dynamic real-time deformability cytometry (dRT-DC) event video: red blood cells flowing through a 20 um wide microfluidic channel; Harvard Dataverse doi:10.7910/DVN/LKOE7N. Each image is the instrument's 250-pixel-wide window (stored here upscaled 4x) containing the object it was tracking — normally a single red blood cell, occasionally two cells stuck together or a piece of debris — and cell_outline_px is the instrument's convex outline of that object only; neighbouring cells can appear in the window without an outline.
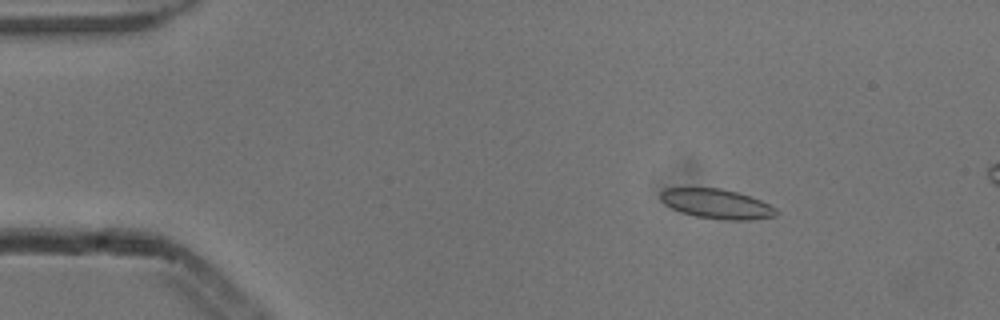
{"species": "common noctule bat (a hibernating species)", "species_latin": "Nyctalus noctula", "temperature_condition": "cold", "stored_images_in_passage": 5, "camera_frame_rate_fps": 3000, "um_per_image_px": 0.085, "animal": {"sex": "male", "body_mass_g": 13.3}, "frame": {"image": 1, "passage_image": 3, "time_ms": 0.667, "image_size_px": [1000, 320], "cell_outline_px": [[780, 212], [776, 216], [752, 220], [720, 220], [696, 216], [680, 212], [664, 204], [660, 200], [660, 192], [664, 188], [720, 188], [736, 192], [760, 200], [776, 208]], "centroid_in_image_um": [60.91, 17.34], "position_along_channel_um": 24.1, "area_um2": 20.11}}